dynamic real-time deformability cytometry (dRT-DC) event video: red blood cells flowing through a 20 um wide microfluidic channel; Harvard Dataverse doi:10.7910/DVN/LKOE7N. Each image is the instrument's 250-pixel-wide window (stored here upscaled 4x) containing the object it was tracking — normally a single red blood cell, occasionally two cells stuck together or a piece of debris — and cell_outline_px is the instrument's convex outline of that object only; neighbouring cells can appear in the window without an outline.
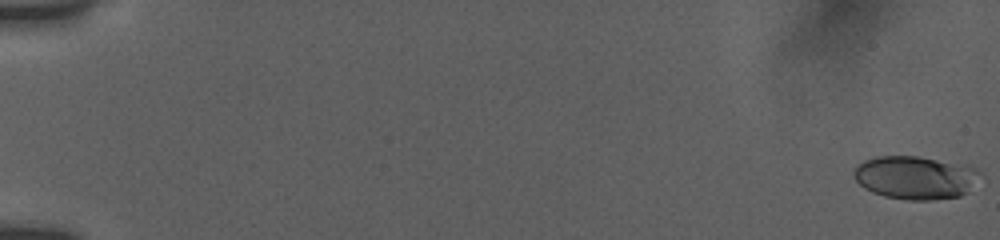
{"species": "human", "species_latin": "Homo sapiens", "temperature_condition": "room temperature", "stored_images_in_passage": 55, "camera_frame_rate_fps": 3000, "um_per_image_px": 0.085, "donor": {"sex": "female"}, "frame": {"image": 1, "passage_image": 1, "time_ms": 0.0, "image_size_px": [1000, 240], "cell_outline_px": [[984, 172], [968, 192], [960, 196], [932, 200], [908, 200], [884, 196], [872, 192], [864, 188], [856, 180], [852, 172], [856, 164], [864, 160], [876, 156], [916, 156], [968, 164]], "centroid_in_image_um": [77.83, 15.08], "position_along_channel_um": 7.2, "area_um2": 32.31}}
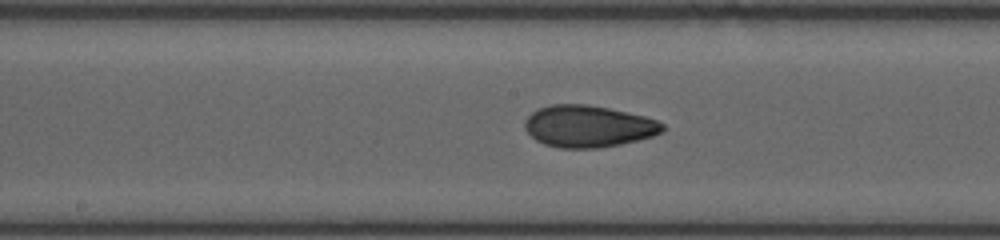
{"frame": {"image": 2, "passage_image": 31, "time_ms": 10.0, "image_size_px": [1000, 240], "cell_outline_px": [[664, 132], [652, 136], [620, 144], [596, 148], [560, 148], [544, 144], [536, 140], [524, 128], [524, 120], [532, 112], [540, 108], [552, 104], [588, 104], [608, 108], [644, 116], [656, 120], [664, 124]], "centroid_in_image_um": [49.99, 10.73], "position_along_channel_um": 198.2, "area_um2": 33.47}}
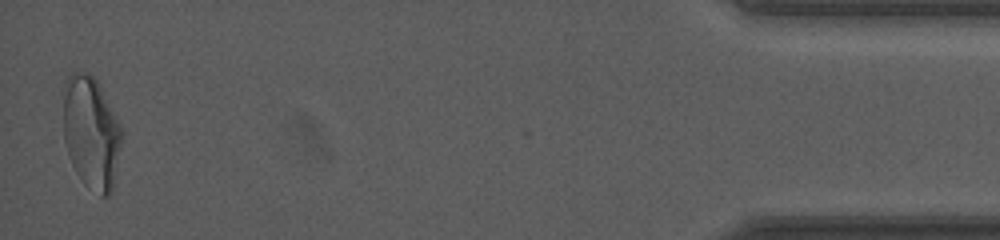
{"frame": {"image": 3, "passage_image": 55, "time_ms": 18.0, "image_size_px": [1000, 240], "cell_outline_px": [[124, 132], [112, 192], [108, 196], [100, 196], [88, 188], [84, 184], [76, 172], [68, 156], [64, 140], [64, 84], [68, 76], [72, 72], [88, 72], [100, 84]], "centroid_in_image_um": [7.77, 11.29], "position_along_channel_um": 427.4, "area_um2": 38.78}, "authors_computed_cell_mechanics": {"area_um2": 32.4258, "velocity_mm_per_s": 3.8486, "shape_relaxation_time_tau1_ms": 5.4688, "shape_relaxation_time_tau2_ms": 1.8221, "deformation_change_tau1": 0.1731, "deformation_change_tau2": 0.0674}}